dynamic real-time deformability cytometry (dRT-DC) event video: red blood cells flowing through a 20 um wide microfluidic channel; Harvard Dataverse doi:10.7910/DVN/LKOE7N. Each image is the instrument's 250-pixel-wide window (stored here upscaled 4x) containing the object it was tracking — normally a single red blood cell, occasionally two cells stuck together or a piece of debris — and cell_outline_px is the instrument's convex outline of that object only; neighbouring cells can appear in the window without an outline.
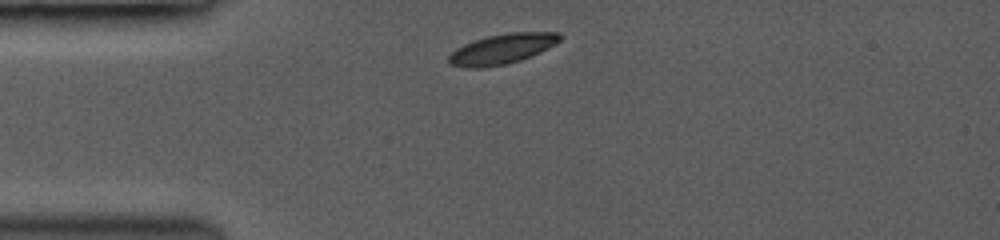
{"species": "common noctule bat (a hibernating species)", "species_latin": "Nyctalus noctula", "temperature_condition": "room temperature", "stored_images_in_passage": 3, "camera_frame_rate_fps": 3000, "um_per_image_px": 0.085, "animal": {"sex": "female", "body_mass_g": 19.0, "forearm_length_mm": 53.3}, "frame": {"image": 1, "passage_image": 1, "time_ms": 0.0, "image_size_px": [1000, 240], "cell_outline_px": [[564, 36], [556, 44], [532, 56], [520, 60], [504, 64], [480, 68], [464, 68], [448, 64], [448, 56], [456, 48], [464, 44], [488, 36], [508, 32], [560, 32]], "centroid_in_image_um": [42.69, 4.16], "position_along_channel_um": 42.3, "area_um2": 19.59}}
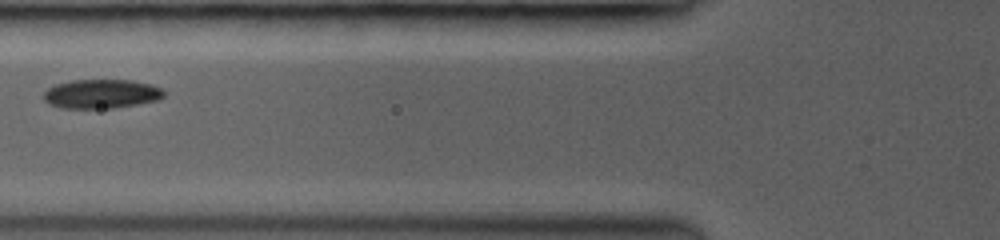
{"frame": {"image": 2, "passage_image": 3, "time_ms": 2.333, "image_size_px": [1000, 240], "cell_outline_px": [[164, 96], [160, 100], [112, 108], [60, 108], [48, 104], [44, 100], [44, 92], [48, 88], [56, 84], [72, 80], [132, 80], [152, 84], [160, 88], [164, 92]], "centroid_in_image_um": [8.61, 7.98], "position_along_channel_um": 117.2, "area_um2": 20.46}}